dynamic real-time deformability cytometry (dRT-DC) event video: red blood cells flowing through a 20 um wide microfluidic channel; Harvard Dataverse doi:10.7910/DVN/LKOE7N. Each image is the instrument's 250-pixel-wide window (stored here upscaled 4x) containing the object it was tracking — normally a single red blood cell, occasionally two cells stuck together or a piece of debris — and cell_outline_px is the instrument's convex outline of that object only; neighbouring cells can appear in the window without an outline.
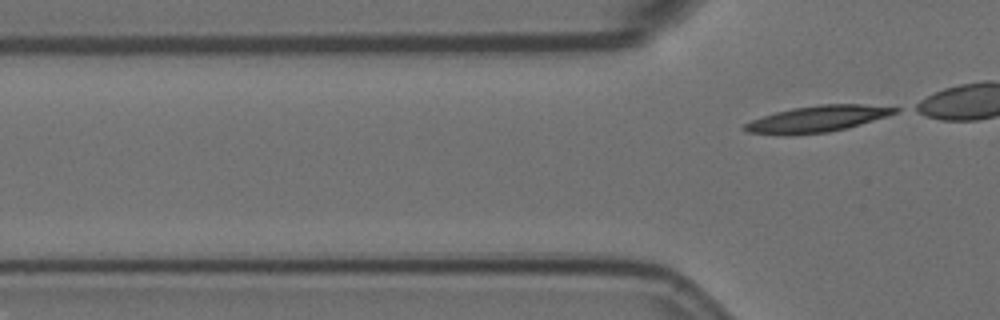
{"species": "Egyptian fruit bat (a non-hibernating species)", "species_latin": "Rousettus aegyptiacus", "temperature_condition": "room temperature", "stored_images_in_passage": 3, "segment_of_instrument_passage": [2, 2], "camera_frame_rate_fps": 3000, "um_per_image_px": 0.085, "animal": {"sex": "female"}, "frame": {"image": 1, "passage_image": 3, "time_ms": 0.667, "image_size_px": [1000, 320], "cell_outline_px": [[900, 108], [896, 112], [848, 128], [828, 132], [788, 136], [776, 136], [748, 132], [740, 128], [744, 124], [752, 120], [776, 112], [792, 108], [820, 104], [860, 104]], "centroid_in_image_um": [69.36, 10.13], "position_along_channel_um": 56.4, "area_um2": 23.06}}